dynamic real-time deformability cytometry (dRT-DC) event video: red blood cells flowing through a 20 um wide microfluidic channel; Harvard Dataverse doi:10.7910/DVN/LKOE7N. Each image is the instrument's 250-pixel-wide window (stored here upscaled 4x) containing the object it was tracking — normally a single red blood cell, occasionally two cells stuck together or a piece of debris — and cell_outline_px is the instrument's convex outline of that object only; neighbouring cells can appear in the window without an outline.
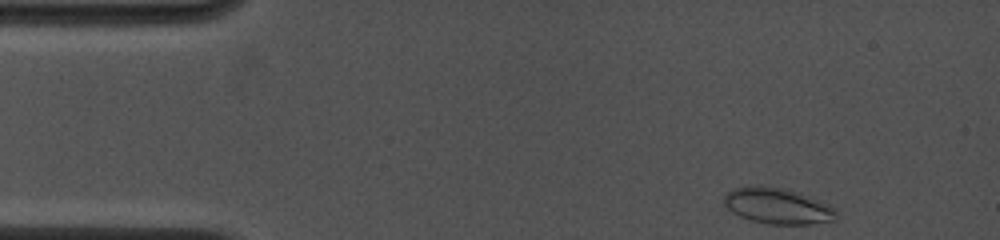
{"species": "common noctule bat (a hibernating species)", "species_latin": "Nyctalus noctula", "temperature_condition": "cold", "stored_images_in_passage": 70, "camera_frame_rate_fps": 4500, "um_per_image_px": 0.085, "animal": {"sex": "female", "body_mass_g": 19.0, "forearm_length_mm": 53.3}, "frame": {"image": 1, "passage_image": 1, "time_ms": 0.0, "image_size_px": [1000, 240], "cell_outline_px": [[836, 220], [812, 224], [768, 224], [752, 220], [740, 216], [732, 212], [724, 204], [724, 196], [728, 192], [736, 188], [760, 184], [788, 188], [828, 204], [836, 208]], "centroid_in_image_um": [66.11, 17.49], "position_along_channel_um": 18.9, "area_um2": 23.64}}
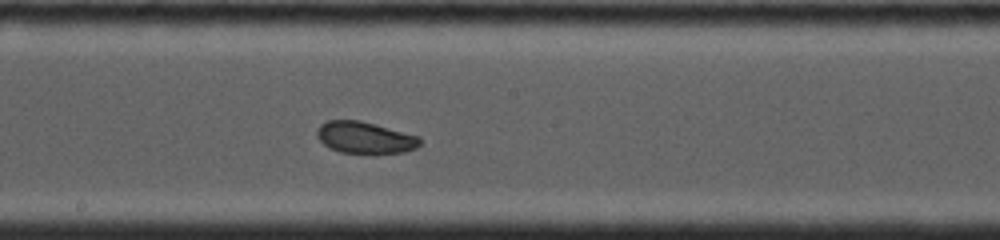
{"frame": {"image": 2, "passage_image": 48, "time_ms": 6.889, "image_size_px": [1000, 240], "cell_outline_px": [[420, 144], [416, 148], [404, 152], [340, 152], [328, 148], [316, 136], [316, 128], [320, 124], [328, 120], [360, 120], [376, 124], [420, 136]], "centroid_in_image_um": [30.99, 11.67], "position_along_channel_um": 217.2, "area_um2": 18.96}}
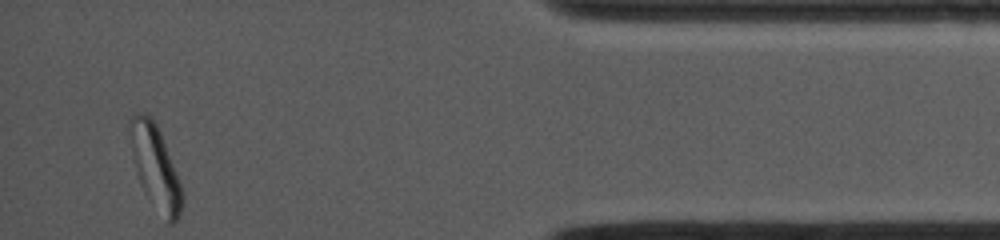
{"frame": {"image": 3, "passage_image": 70, "time_ms": 12.889, "image_size_px": [1000, 240], "cell_outline_px": [[184, 204], [180, 216], [172, 224], [168, 224], [140, 184], [136, 172], [132, 152], [128, 124], [128, 120], [132, 116], [140, 112], [144, 112], [156, 124], [160, 132], [180, 184], [184, 196]], "centroid_in_image_um": [13.2, 14.22], "position_along_channel_um": 422.0, "area_um2": 24.85}, "authors_computed_cell_mechanics": {"area_um2": 21.675, "velocity_mm_per_s": 4.071, "shape_relaxation_time_tau1_ms": 11.1001, "shape_relaxation_time_tau2_ms": 2.2721, "deformation_change_tau1": 0.1348, "deformation_change_tau2": 0.0779}}